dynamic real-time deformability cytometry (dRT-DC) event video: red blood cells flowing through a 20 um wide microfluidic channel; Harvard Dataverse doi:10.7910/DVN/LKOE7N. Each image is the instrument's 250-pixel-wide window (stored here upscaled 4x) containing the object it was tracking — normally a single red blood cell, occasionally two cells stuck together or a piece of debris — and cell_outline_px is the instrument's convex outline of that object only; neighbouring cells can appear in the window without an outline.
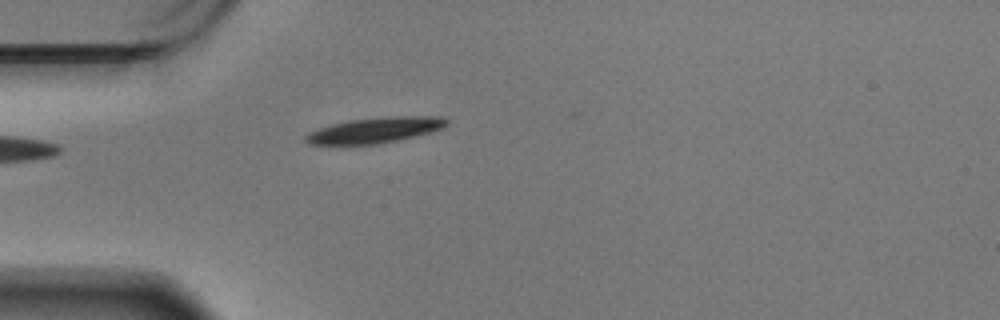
{"species": "Egyptian fruit bat (a non-hibernating species)", "species_latin": "Rousettus aegyptiacus", "temperature_condition": "warm", "stored_images_in_passage": 36, "camera_frame_rate_fps": 3000, "um_per_image_px": 0.085, "animal": {"sex": "male"}, "frame": {"image": 1, "passage_image": 1, "time_ms": 0.0, "image_size_px": [1000, 320], "cell_outline_px": [[448, 124], [440, 128], [428, 132], [380, 144], [308, 144], [304, 140], [304, 136], [308, 132], [332, 124], [348, 120], [384, 116], [440, 116], [448, 120]], "centroid_in_image_um": [31.83, 11.05], "position_along_channel_um": 53.2, "area_um2": 20.81}}
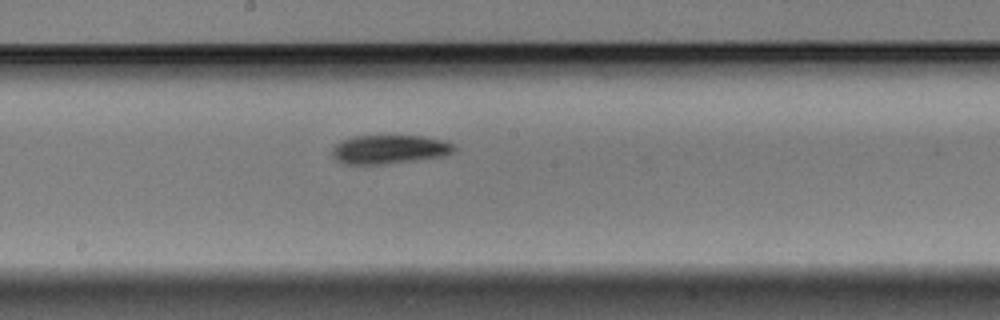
{"frame": {"image": 2, "passage_image": 16, "time_ms": 5.0, "image_size_px": [1000, 320], "cell_outline_px": [[456, 148], [452, 152], [444, 156], [384, 164], [344, 164], [336, 160], [332, 156], [332, 148], [340, 140], [352, 136], [424, 136], [444, 140], [456, 144]], "centroid_in_image_um": [33.09, 12.69], "position_along_channel_um": 215.1, "area_um2": 20.63}}
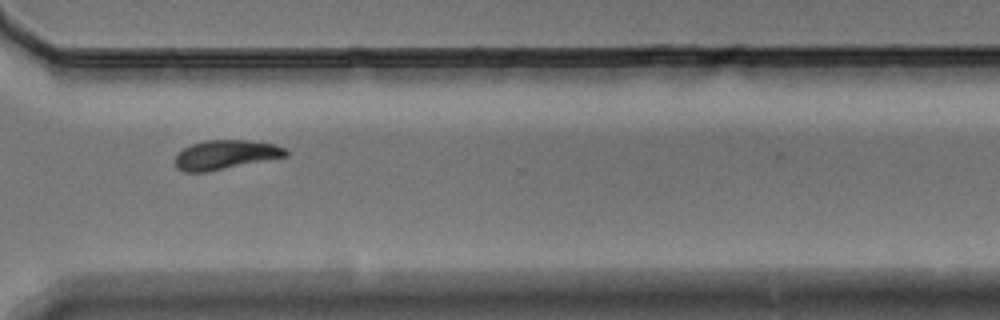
{"frame": {"image": 3, "passage_image": 28, "time_ms": 9.0, "image_size_px": [1000, 320], "cell_outline_px": [[288, 156], [208, 172], [184, 172], [176, 168], [172, 160], [184, 148], [192, 144], [204, 140], [252, 140], [276, 144], [288, 148]], "centroid_in_image_um": [19.19, 13.15], "position_along_channel_um": 351.4, "area_um2": 19.25}, "authors_computed_cell_mechanics": {"area_um2": 20.6635, "velocity_mm_per_s": 3.4067, "shape_relaxation_time_tau1_ms": 2.4059, "shape_relaxation_time_tau2_ms": null, "deformation_change_tau1": 0.1293, "deformation_change_tau2": null}}